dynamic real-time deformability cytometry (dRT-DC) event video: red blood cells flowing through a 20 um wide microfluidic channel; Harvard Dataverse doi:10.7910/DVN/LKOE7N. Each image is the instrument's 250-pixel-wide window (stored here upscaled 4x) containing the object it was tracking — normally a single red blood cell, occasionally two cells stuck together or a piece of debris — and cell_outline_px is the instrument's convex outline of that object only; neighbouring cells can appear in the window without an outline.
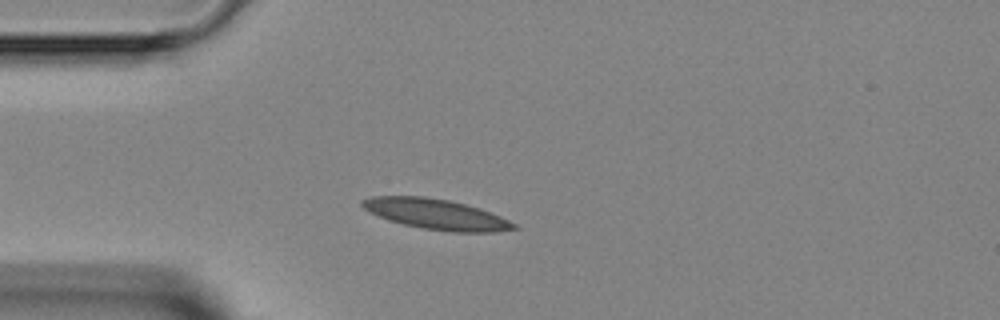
{"species": "Egyptian fruit bat (a non-hibernating species)", "species_latin": "Rousettus aegyptiacus", "temperature_condition": "room temperature", "stored_images_in_passage": 39, "camera_frame_rate_fps": 3000, "um_per_image_px": 0.085, "animal": {"sex": "female"}, "frame": {"image": 1, "passage_image": 7, "time_ms": 2.0, "image_size_px": [1000, 320], "cell_outline_px": [[520, 228], [496, 232], [452, 232], [424, 228], [404, 224], [388, 220], [368, 212], [360, 204], [360, 200], [372, 196], [424, 196], [448, 200], [480, 208], [500, 216], [516, 224]], "centroid_in_image_um": [37.06, 18.2], "position_along_channel_um": 47.9, "area_um2": 26.82}}
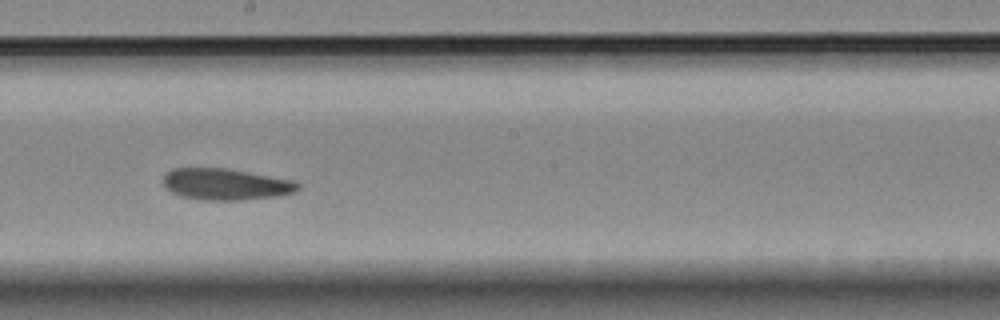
{"frame": {"image": 2, "passage_image": 21, "time_ms": 6.667, "image_size_px": [1000, 320], "cell_outline_px": [[300, 188], [296, 192], [280, 196], [244, 200], [204, 200], [180, 196], [172, 192], [164, 184], [164, 172], [172, 168], [228, 168], [292, 180], [300, 184]], "centroid_in_image_um": [19.21, 15.66], "position_along_channel_um": 229.0, "area_um2": 24.85}}
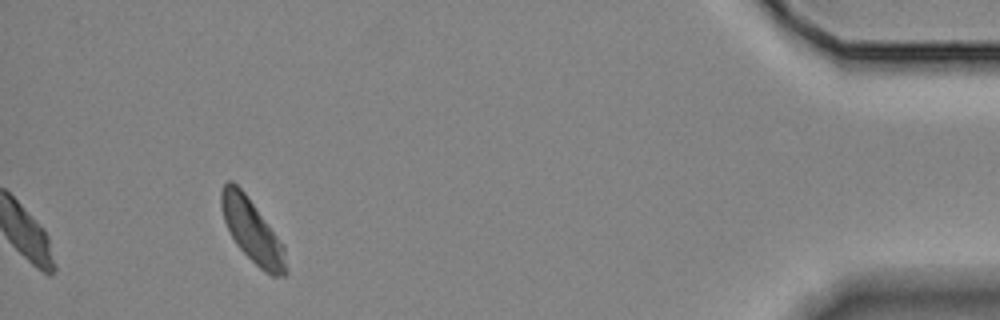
{"frame": {"image": 3, "passage_image": 39, "time_ms": 12.667, "image_size_px": [1000, 320], "cell_outline_px": [[288, 272], [284, 276], [272, 276], [264, 272], [236, 244], [224, 220], [220, 204], [220, 192], [224, 184], [228, 180], [232, 180], [244, 192], [284, 244]], "centroid_in_image_um": [21.45, 19.64], "position_along_channel_um": 413.7, "area_um2": 23.64}}